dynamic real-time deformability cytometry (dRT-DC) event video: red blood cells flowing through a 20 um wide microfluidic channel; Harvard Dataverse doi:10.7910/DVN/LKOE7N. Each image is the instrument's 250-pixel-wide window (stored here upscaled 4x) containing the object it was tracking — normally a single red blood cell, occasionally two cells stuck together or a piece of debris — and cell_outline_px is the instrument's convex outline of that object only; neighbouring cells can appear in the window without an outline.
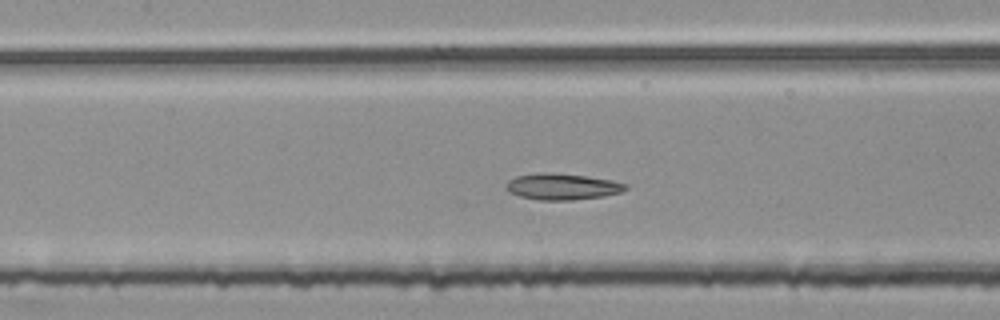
{"species": "common noctule bat (a hibernating species)", "species_latin": "Nyctalus noctula", "temperature_condition": "room temperature", "stored_images_in_passage": 48, "segment_of_instrument_passage": [2, 2], "camera_frame_rate_fps": 3000, "um_per_image_px": 0.085, "animal": {"sex": "female", "body_mass_g": 25.1}, "frame": {"image": 1, "passage_image": 21, "time_ms": 6.667, "image_size_px": [1000, 320], "cell_outline_px": [[628, 188], [620, 192], [604, 196], [572, 200], [540, 200], [520, 196], [508, 192], [504, 188], [504, 184], [508, 180], [516, 176], [532, 172], [548, 172], [584, 176], [612, 180], [628, 184]], "centroid_in_image_um": [47.73, 15.85], "position_along_channel_um": 159.7, "area_um2": 18.5}}
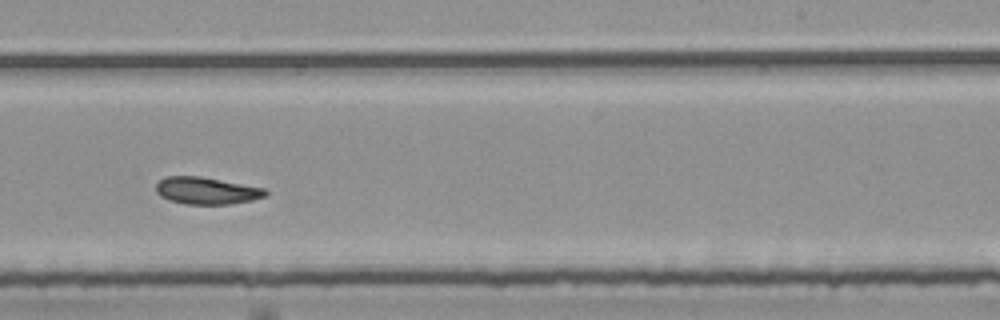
{"frame": {"image": 2, "passage_image": 30, "time_ms": 9.667, "image_size_px": [1000, 320], "cell_outline_px": [[268, 196], [252, 200], [228, 204], [184, 204], [168, 200], [160, 196], [156, 192], [156, 184], [164, 176], [200, 176], [264, 188], [268, 192]], "centroid_in_image_um": [17.54, 16.21], "position_along_channel_um": 271.5, "area_um2": 17.34}}
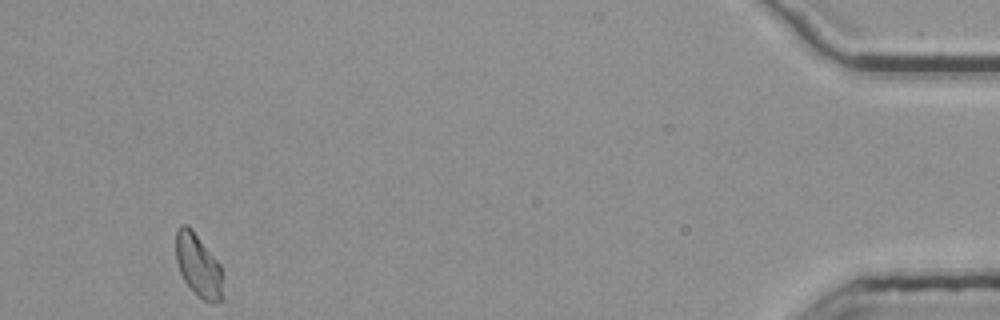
{"frame": {"image": 3, "passage_image": 48, "time_ms": 15.667, "image_size_px": [1000, 320], "cell_outline_px": [[224, 300], [212, 304], [208, 304], [184, 280], [180, 272], [176, 260], [176, 228], [180, 224], [184, 224], [192, 228], [220, 264], [224, 296]], "centroid_in_image_um": [16.88, 22.57], "position_along_channel_um": 418.3, "area_um2": 17.34}}